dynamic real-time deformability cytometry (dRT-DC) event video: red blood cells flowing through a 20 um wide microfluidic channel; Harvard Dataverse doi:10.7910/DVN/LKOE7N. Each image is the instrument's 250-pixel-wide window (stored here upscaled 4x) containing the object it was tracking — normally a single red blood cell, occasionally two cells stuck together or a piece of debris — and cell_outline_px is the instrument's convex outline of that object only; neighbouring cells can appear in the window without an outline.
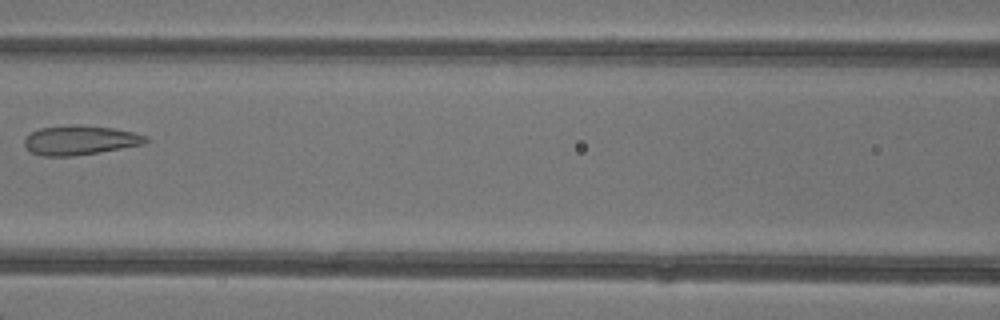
{"species": "common noctule bat (a hibernating species)", "species_latin": "Nyctalus noctula", "temperature_condition": "warm", "stored_images_in_passage": 5, "camera_frame_rate_fps": 3000, "um_per_image_px": 0.085, "animal": {"sex": "female"}, "frame": {"image": 1, "passage_image": 5, "time_ms": 9.333, "image_size_px": [1000, 320], "cell_outline_px": [[148, 140], [144, 144], [72, 156], [44, 156], [32, 152], [24, 144], [24, 140], [32, 132], [40, 128], [68, 124], [80, 124], [112, 128], [132, 132], [148, 136]], "centroid_in_image_um": [6.8, 11.89], "position_along_channel_um": 159.8, "area_um2": 20.58}}